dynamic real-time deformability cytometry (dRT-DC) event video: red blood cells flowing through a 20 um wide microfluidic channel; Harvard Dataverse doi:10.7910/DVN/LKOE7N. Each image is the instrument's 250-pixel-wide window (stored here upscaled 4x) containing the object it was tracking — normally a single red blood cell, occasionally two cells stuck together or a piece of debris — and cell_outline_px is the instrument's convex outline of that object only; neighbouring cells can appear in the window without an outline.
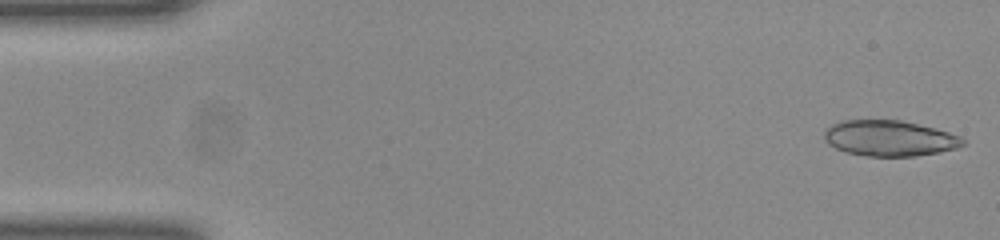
{"species": "common noctule bat (a hibernating species)", "species_latin": "Nyctalus noctula", "temperature_condition": "room temperature", "stored_images_in_passage": 14, "camera_frame_rate_fps": 3000, "um_per_image_px": 0.085, "animal": {"sex": "female", "body_mass_g": 23.0, "forearm_length_mm": 53.4}, "frame": {"image": 1, "passage_image": 1, "time_ms": 0.0, "image_size_px": [1000, 240], "cell_outline_px": [[968, 144], [956, 148], [940, 152], [916, 156], [864, 156], [844, 152], [828, 144], [824, 140], [824, 132], [832, 124], [840, 120], [900, 120], [936, 128], [960, 136]], "centroid_in_image_um": [75.61, 11.76], "position_along_channel_um": 9.4, "area_um2": 29.07}}